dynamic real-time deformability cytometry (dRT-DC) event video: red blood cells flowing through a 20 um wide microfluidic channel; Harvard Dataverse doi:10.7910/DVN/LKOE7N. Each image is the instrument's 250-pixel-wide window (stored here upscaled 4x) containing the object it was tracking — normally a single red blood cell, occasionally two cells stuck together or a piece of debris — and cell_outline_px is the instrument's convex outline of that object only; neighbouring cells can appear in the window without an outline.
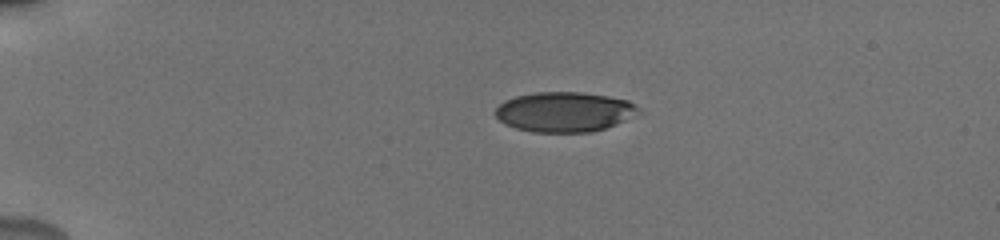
{"species": "human", "species_latin": "Homo sapiens", "temperature_condition": "cold", "stored_images_in_passage": 43, "camera_frame_rate_fps": 3000, "um_per_image_px": 0.085, "donor": {"sex": "male"}, "frame": {"image": 1, "passage_image": 1, "time_ms": 0.0, "image_size_px": [1000, 240], "cell_outline_px": [[644, 112], [636, 116], [616, 124], [592, 132], [532, 132], [516, 128], [504, 124], [492, 112], [504, 100], [516, 96], [536, 92], [580, 92], [608, 96], [628, 100], [636, 104]], "centroid_in_image_um": [48.0, 9.51], "position_along_channel_um": 37.0, "area_um2": 33.7}}
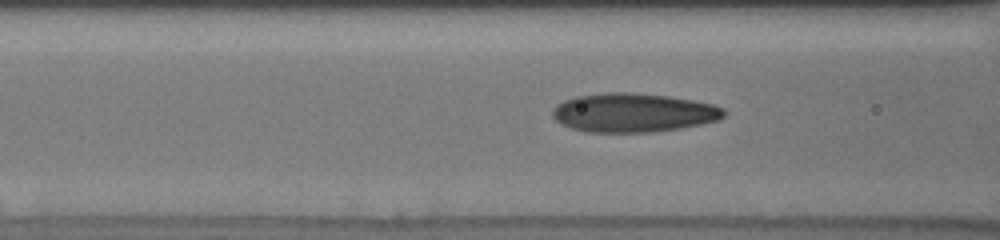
{"frame": {"image": 2, "passage_image": 12, "time_ms": 3.667, "image_size_px": [1000, 240], "cell_outline_px": [[728, 112], [720, 120], [680, 128], [652, 132], [588, 132], [572, 128], [560, 124], [552, 116], [552, 108], [556, 104], [564, 100], [576, 96], [604, 92], [632, 92], [668, 96], [692, 100], [712, 104], [724, 108]], "centroid_in_image_um": [53.82, 9.57], "position_along_channel_um": 112.8, "area_um2": 39.13}}
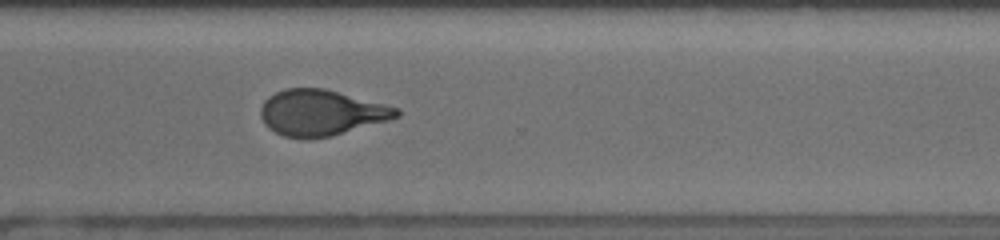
{"frame": {"image": 3, "passage_image": 30, "time_ms": 9.667, "image_size_px": [1000, 240], "cell_outline_px": [[400, 116], [388, 120], [332, 136], [308, 140], [284, 136], [268, 128], [264, 124], [260, 116], [260, 108], [264, 100], [268, 96], [284, 88], [324, 88], [400, 108]], "centroid_in_image_um": [27.27, 9.59], "position_along_channel_um": 343.3, "area_um2": 36.53}, "authors_computed_cell_mechanics": {"area_um2": 36.5296, "velocity_mm_per_s": 3.8455, "shape_relaxation_time_tau1_ms": 5.0159, "shape_relaxation_time_tau2_ms": 1.1494, "deformation_change_tau1": 0.1825, "deformation_change_tau2": 0.0852}}